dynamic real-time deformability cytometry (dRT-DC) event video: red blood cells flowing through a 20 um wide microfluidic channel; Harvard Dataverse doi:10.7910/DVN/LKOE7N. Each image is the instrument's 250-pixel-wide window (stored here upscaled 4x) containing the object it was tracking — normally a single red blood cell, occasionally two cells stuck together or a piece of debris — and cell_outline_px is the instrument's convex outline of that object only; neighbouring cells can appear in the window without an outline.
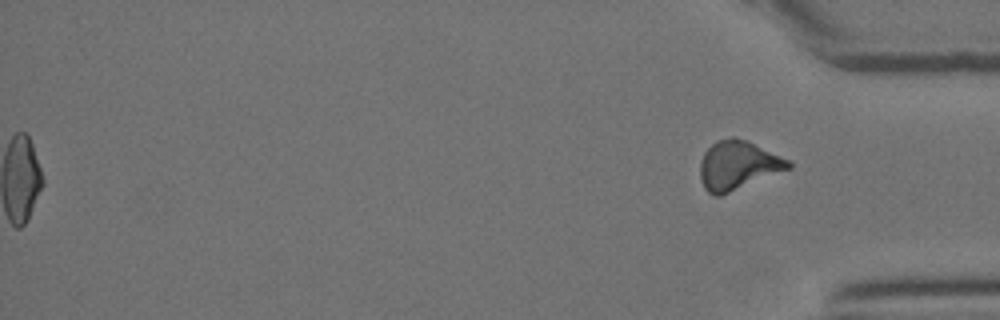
{"species": "Egyptian fruit bat (a non-hibernating species)", "species_latin": "Rousettus aegyptiacus", "temperature_condition": "room temperature", "stored_images_in_passage": 26, "segment_of_instrument_passage": [2, 2], "camera_frame_rate_fps": 3000, "um_per_image_px": 0.085, "animal": {"sex": "female"}, "frame": {"image": 1, "passage_image": 26, "time_ms": 8.333, "image_size_px": [1000, 320], "cell_outline_px": [[792, 168], [720, 196], [716, 196], [708, 192], [704, 188], [700, 180], [700, 160], [704, 152], [716, 140], [732, 136], [736, 136], [748, 140], [788, 160], [792, 164]], "centroid_in_image_um": [62.7, 14.04], "position_along_channel_um": 372.5, "area_um2": 25.32}}